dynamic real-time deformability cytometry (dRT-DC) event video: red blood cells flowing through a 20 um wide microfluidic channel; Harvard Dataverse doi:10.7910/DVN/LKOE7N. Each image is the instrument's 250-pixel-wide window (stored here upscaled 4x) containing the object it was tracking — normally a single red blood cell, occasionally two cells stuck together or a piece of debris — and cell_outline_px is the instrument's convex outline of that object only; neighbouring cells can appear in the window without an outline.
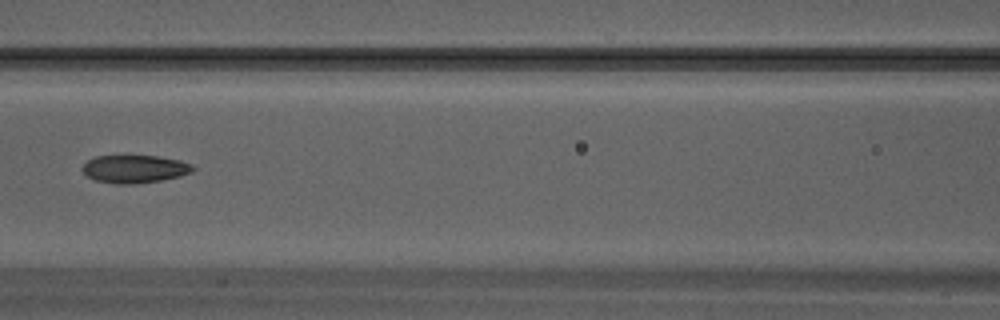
{"species": "Egyptian fruit bat (a non-hibernating species)", "species_latin": "Rousettus aegyptiacus", "temperature_condition": "warm", "stored_images_in_passage": 23, "segment_of_instrument_passage": [1, 2], "camera_frame_rate_fps": 3000, "um_per_image_px": 0.085, "animal": {"sex": "male"}, "frame": {"image": 1, "passage_image": 5, "time_ms": 1.333, "image_size_px": [1000, 320], "cell_outline_px": [[196, 168], [192, 172], [180, 176], [160, 180], [132, 184], [116, 184], [96, 180], [88, 176], [80, 168], [88, 160], [96, 156], [156, 156], [180, 160], [192, 164]], "centroid_in_image_um": [11.46, 14.36], "position_along_channel_um": 155.1, "area_um2": 17.86}}
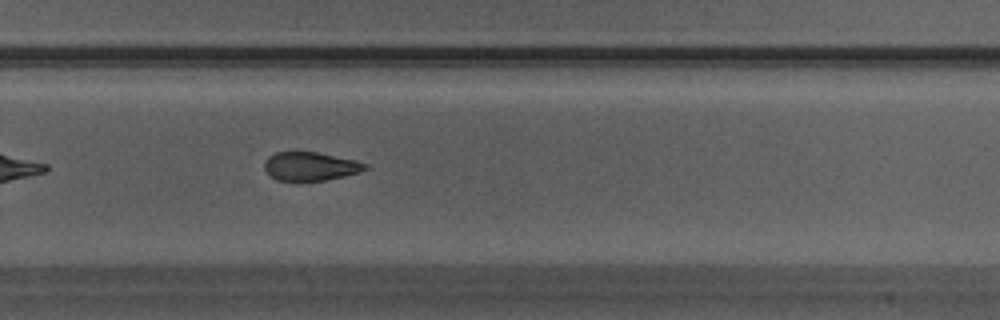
{"frame": {"image": 2, "passage_image": 12, "time_ms": 3.667, "image_size_px": [1000, 320], "cell_outline_px": [[368, 168], [360, 172], [344, 176], [324, 180], [276, 180], [264, 168], [264, 160], [268, 156], [276, 152], [316, 152], [356, 160], [368, 164]], "centroid_in_image_um": [26.39, 14.12], "position_along_channel_um": 303.4, "area_um2": 16.65}}
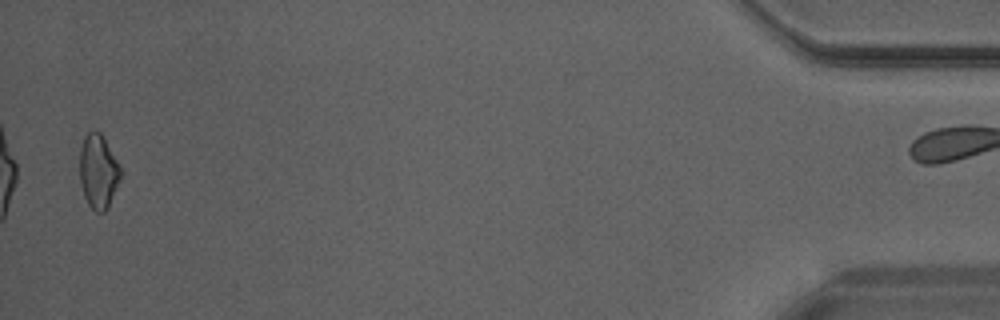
{"frame": {"image": 3, "passage_image": 22, "time_ms": 7.0, "image_size_px": [1000, 320], "cell_outline_px": [[124, 172], [108, 208], [104, 212], [96, 212], [88, 204], [84, 196], [80, 180], [80, 148], [84, 136], [92, 128], [100, 132], [104, 136]], "centroid_in_image_um": [8.39, 14.54], "position_along_channel_um": 426.8, "area_um2": 18.15}}